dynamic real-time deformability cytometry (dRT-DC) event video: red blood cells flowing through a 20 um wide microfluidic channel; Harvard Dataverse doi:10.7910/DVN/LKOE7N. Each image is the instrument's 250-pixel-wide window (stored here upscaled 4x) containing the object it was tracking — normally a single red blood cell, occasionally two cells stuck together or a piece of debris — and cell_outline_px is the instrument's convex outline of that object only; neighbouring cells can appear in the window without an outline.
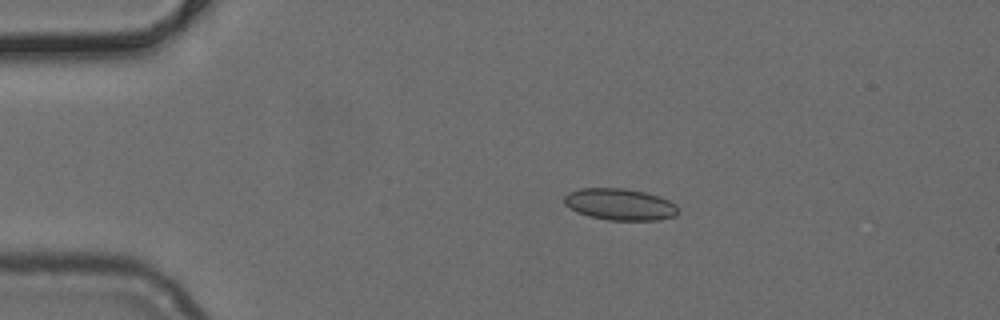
{"species": "common noctule bat (a hibernating species)", "species_latin": "Nyctalus noctula", "temperature_condition": "cold", "stored_images_in_passage": 50, "camera_frame_rate_fps": 3000, "um_per_image_px": 0.085, "animal": {"sex": "female", "body_mass_g": 24.6, "forearm_length_mm": 56.2}, "frame": {"image": 1, "passage_image": 10, "time_ms": 3.0, "image_size_px": [1000, 320], "cell_outline_px": [[680, 208], [676, 216], [660, 220], [608, 220], [588, 216], [576, 212], [564, 204], [564, 196], [568, 192], [580, 188], [624, 188], [644, 192], [668, 200], [676, 204]], "centroid_in_image_um": [52.68, 17.38], "position_along_channel_um": 32.3, "area_um2": 21.15}}
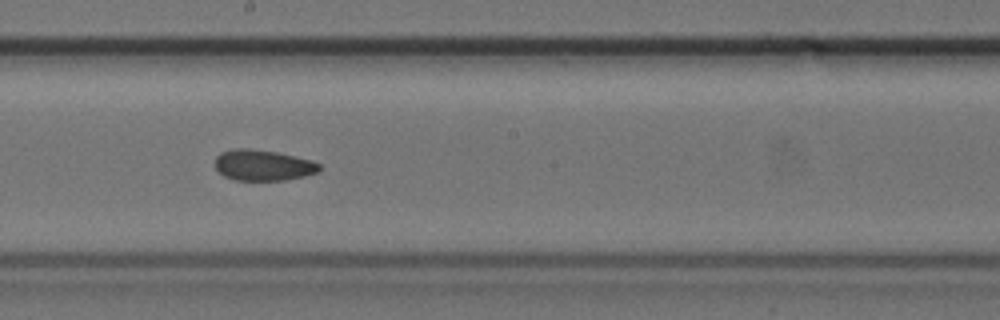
{"frame": {"image": 2, "passage_image": 28, "time_ms": 9.0, "image_size_px": [1000, 320], "cell_outline_px": [[320, 172], [304, 176], [284, 180], [232, 180], [224, 176], [216, 168], [216, 156], [220, 152], [232, 148], [248, 148], [276, 152], [312, 160], [320, 164]], "centroid_in_image_um": [22.35, 14.04], "position_along_channel_um": 225.8, "area_um2": 18.84}}
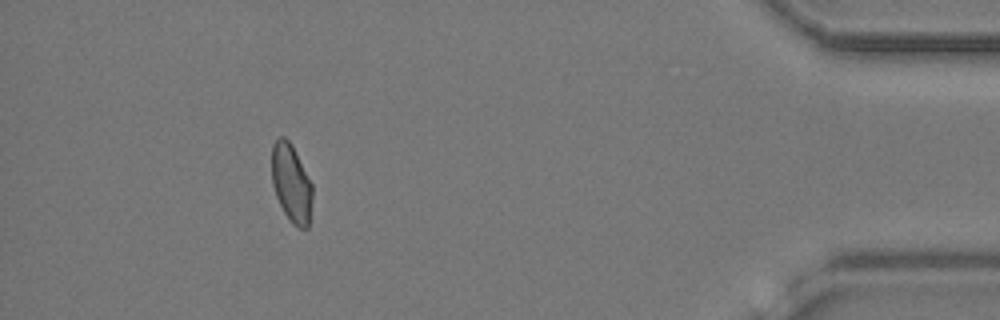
{"frame": {"image": 3, "passage_image": 46, "time_ms": 15.0, "image_size_px": [1000, 320], "cell_outline_px": [[312, 200], [308, 228], [300, 228], [292, 224], [284, 212], [276, 196], [272, 184], [272, 144], [280, 136], [284, 136], [292, 144], [312, 184]], "centroid_in_image_um": [24.76, 15.56], "position_along_channel_um": 410.4, "area_um2": 18.5}}